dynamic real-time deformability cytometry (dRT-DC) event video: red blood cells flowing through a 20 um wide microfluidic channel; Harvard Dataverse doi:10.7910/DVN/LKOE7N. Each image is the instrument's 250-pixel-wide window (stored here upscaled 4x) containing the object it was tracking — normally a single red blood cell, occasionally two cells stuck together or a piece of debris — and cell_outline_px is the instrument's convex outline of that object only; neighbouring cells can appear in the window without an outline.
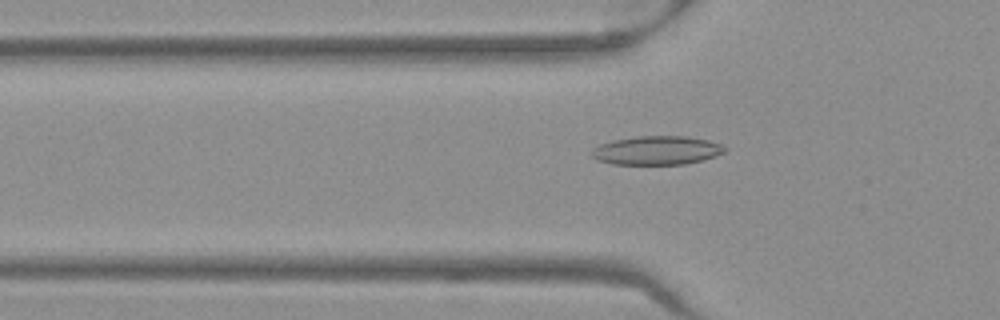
{"species": "Egyptian fruit bat (a non-hibernating species)", "species_latin": "Rousettus aegyptiacus", "temperature_condition": "warm", "stored_images_in_passage": 36, "camera_frame_rate_fps": 3000, "um_per_image_px": 0.085, "frame": {"image": 1, "passage_image": 4, "time_ms": 1.0, "image_size_px": [1000, 320], "cell_outline_px": [[728, 148], [724, 152], [716, 156], [684, 164], [612, 164], [596, 160], [592, 156], [592, 148], [600, 144], [612, 140], [636, 136], [688, 136], [708, 140], [720, 144]], "centroid_in_image_um": [55.81, 12.77], "position_along_channel_um": 70.0, "area_um2": 22.37}}
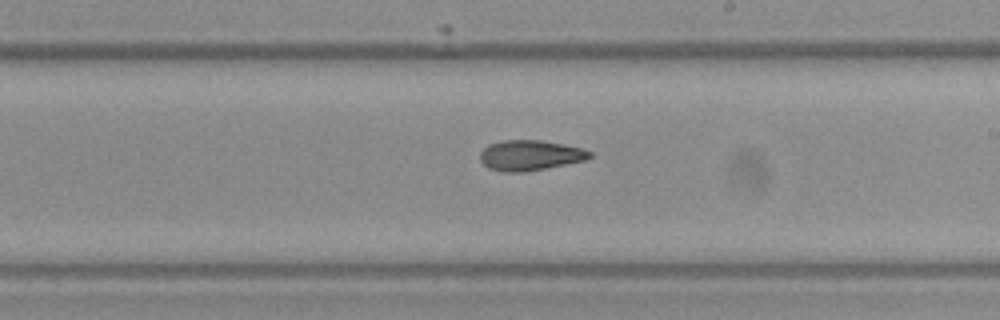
{"frame": {"image": 2, "passage_image": 17, "time_ms": 5.333, "image_size_px": [1000, 320], "cell_outline_px": [[592, 156], [588, 160], [544, 168], [520, 172], [504, 172], [488, 168], [480, 160], [480, 152], [488, 144], [504, 140], [540, 140], [564, 144], [580, 148], [592, 152]], "centroid_in_image_um": [45.05, 13.19], "position_along_channel_um": 243.9, "area_um2": 19.31}}
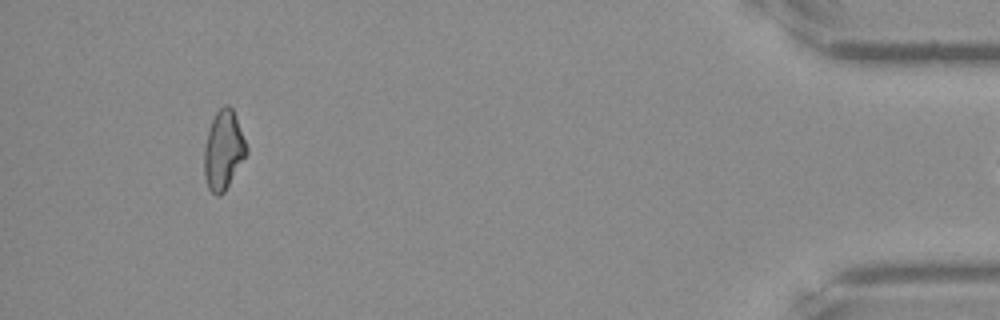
{"frame": {"image": 3, "passage_image": 35, "time_ms": 11.333, "image_size_px": [1000, 320], "cell_outline_px": [[248, 152], [224, 192], [220, 196], [216, 196], [208, 188], [204, 176], [204, 148], [208, 132], [212, 120], [216, 112], [224, 104], [228, 104], [232, 108], [236, 116], [248, 148]], "centroid_in_image_um": [18.99, 12.76], "position_along_channel_um": 416.2, "area_um2": 19.42}}